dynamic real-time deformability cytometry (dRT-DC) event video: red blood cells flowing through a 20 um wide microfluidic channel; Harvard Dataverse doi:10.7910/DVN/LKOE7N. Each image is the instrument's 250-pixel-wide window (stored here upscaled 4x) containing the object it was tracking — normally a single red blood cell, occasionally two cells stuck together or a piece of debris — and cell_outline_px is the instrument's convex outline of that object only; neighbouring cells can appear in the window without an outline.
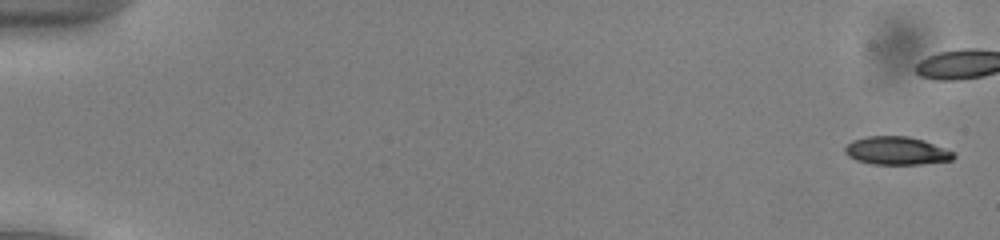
{"species": "common noctule bat (a hibernating species)", "species_latin": "Nyctalus noctula", "temperature_condition": "cold", "stored_images_in_passage": 44, "camera_frame_rate_fps": 3000, "um_per_image_px": 0.085, "animal": {"sex": "male", "body_mass_g": 13.0, "forearm_length_mm": 53.1}, "frame": {"image": 1, "passage_image": 2, "time_ms": 0.333, "image_size_px": [1000, 240], "cell_outline_px": [[956, 156], [952, 160], [920, 164], [872, 164], [856, 160], [848, 156], [844, 152], [844, 148], [852, 140], [868, 136], [908, 136], [924, 140], [956, 152]], "centroid_in_image_um": [76.23, 12.81], "position_along_channel_um": 8.8, "area_um2": 17.92}}
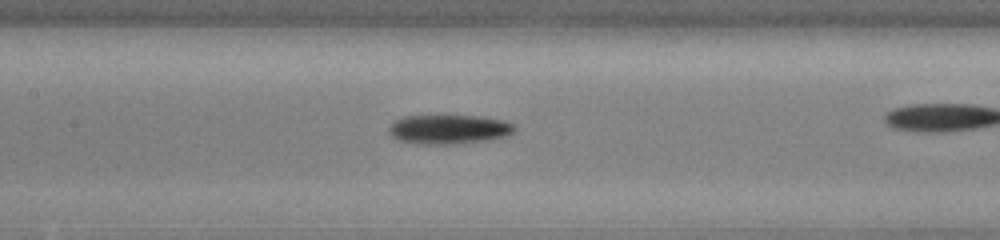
{"frame": {"image": 2, "passage_image": 27, "time_ms": 8.667, "image_size_px": [1000, 240], "cell_outline_px": [[516, 128], [512, 132], [504, 136], [488, 140], [452, 144], [416, 144], [396, 140], [388, 132], [388, 128], [396, 120], [404, 116], [480, 116], [504, 120], [512, 124]], "centroid_in_image_um": [38.11, 11.0], "position_along_channel_um": 169.3, "area_um2": 21.39}}
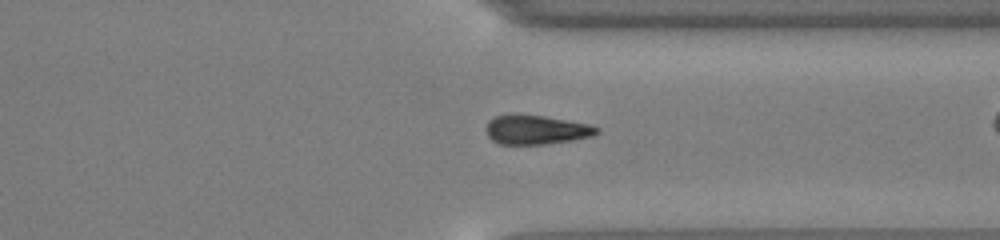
{"frame": {"image": 3, "passage_image": 42, "time_ms": 13.667, "image_size_px": [1000, 240], "cell_outline_px": [[600, 132], [592, 136], [572, 140], [544, 144], [500, 144], [492, 140], [488, 136], [488, 120], [496, 116], [516, 112], [544, 116], [588, 124], [600, 128]], "centroid_in_image_um": [45.57, 11.0], "position_along_channel_um": 365.8, "area_um2": 18.96}}